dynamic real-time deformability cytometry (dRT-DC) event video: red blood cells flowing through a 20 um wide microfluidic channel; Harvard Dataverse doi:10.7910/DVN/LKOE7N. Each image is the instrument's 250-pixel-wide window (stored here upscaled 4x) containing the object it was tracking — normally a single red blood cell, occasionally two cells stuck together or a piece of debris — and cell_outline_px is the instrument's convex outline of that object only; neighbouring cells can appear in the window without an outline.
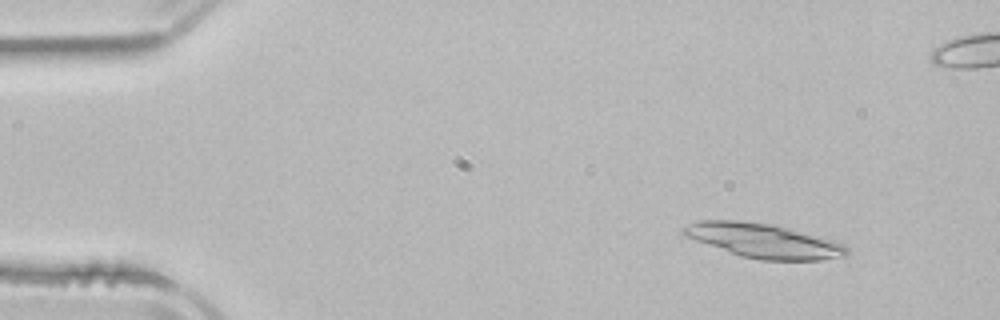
{"species": "common noctule bat (a hibernating species)", "species_latin": "Nyctalus noctula", "temperature_condition": "room temperature", "stored_images_in_passage": 3, "camera_frame_rate_fps": 3000, "um_per_image_px": 0.085, "animal": {"sex": "male", "body_mass_g": 21.5, "forearm_length_mm": 52.0}, "frame": {"image": 1, "passage_image": 1, "time_ms": 0.0, "image_size_px": [1000, 320], "cell_outline_px": [[848, 256], [820, 260], [760, 260], [740, 256], [684, 236], [680, 232], [680, 228], [700, 220], [736, 220], [772, 224], [820, 236], [844, 244], [848, 248]], "centroid_in_image_um": [64.91, 20.46], "position_along_channel_um": 20.1, "area_um2": 32.66}}